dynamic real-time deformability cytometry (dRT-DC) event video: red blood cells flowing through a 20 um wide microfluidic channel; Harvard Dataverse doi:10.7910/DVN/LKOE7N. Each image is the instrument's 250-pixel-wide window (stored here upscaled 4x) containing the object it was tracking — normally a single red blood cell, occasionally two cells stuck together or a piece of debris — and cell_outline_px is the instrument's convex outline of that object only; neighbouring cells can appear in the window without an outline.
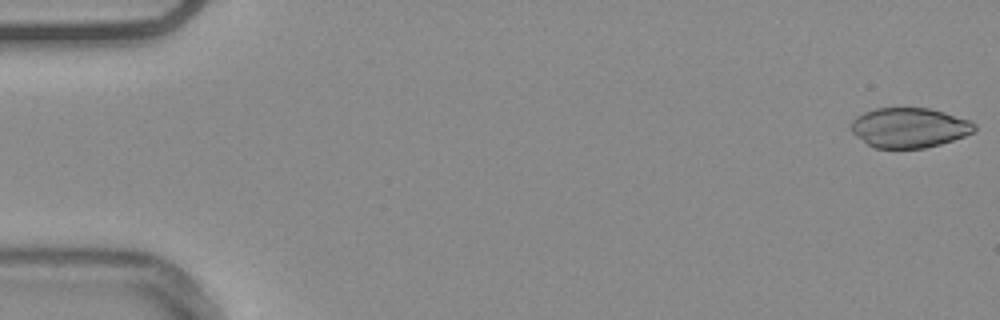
{"species": "common noctule bat (a hibernating species)", "species_latin": "Nyctalus noctula", "temperature_condition": "warm", "stored_images_in_passage": 54, "camera_frame_rate_fps": 3000, "um_per_image_px": 0.085, "animal": {"sex": "male", "body_mass_g": 20.4}, "frame": {"image": 1, "passage_image": 1, "time_ms": 0.0, "image_size_px": [1000, 320], "cell_outline_px": [[976, 128], [972, 132], [964, 136], [940, 144], [924, 148], [876, 148], [868, 144], [856, 136], [852, 132], [852, 120], [856, 116], [864, 112], [876, 108], [928, 108], [944, 112], [972, 120], [976, 124]], "centroid_in_image_um": [77.3, 10.84], "position_along_channel_um": 7.7, "area_um2": 28.61}}
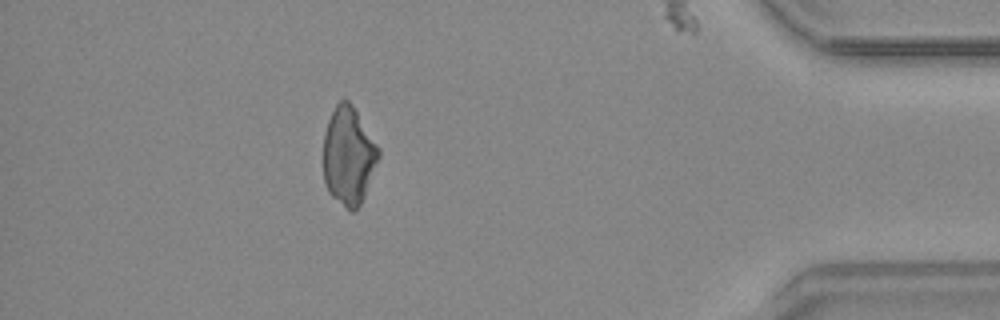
{"frame": {"image": 2, "passage_image": 48, "time_ms": 15.667, "image_size_px": [1000, 320], "cell_outline_px": [[380, 156], [364, 196], [360, 204], [352, 212], [332, 196], [328, 192], [324, 184], [324, 132], [328, 120], [336, 104], [340, 100], [348, 100], [352, 104], [380, 148]], "centroid_in_image_um": [29.63, 13.23], "position_along_channel_um": 405.6, "area_um2": 31.39}}